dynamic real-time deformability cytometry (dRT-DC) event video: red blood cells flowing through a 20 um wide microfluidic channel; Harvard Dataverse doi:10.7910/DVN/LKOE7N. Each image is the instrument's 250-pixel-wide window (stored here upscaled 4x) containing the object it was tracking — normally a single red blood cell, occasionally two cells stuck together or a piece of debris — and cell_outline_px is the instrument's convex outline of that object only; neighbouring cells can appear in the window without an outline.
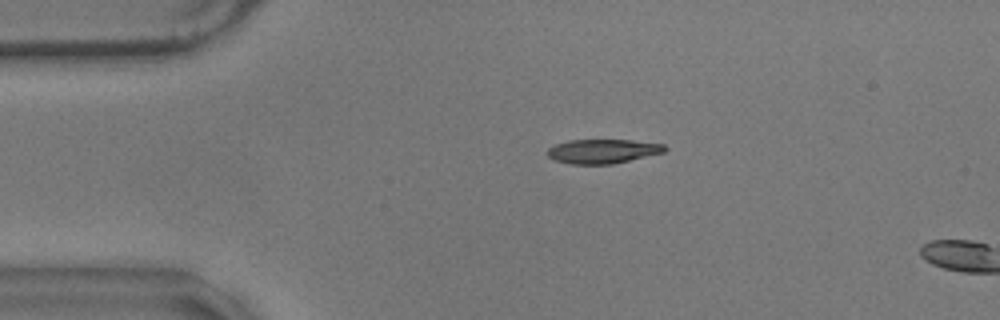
{"species": "common noctule bat (a hibernating species)", "species_latin": "Nyctalus noctula", "temperature_condition": "warm", "stored_images_in_passage": 8, "camera_frame_rate_fps": 3000, "um_per_image_px": 0.085, "animal": {"sex": "male", "body_mass_g": 17.9}, "frame": {"image": 1, "passage_image": 7, "time_ms": 2.0, "image_size_px": [1000, 320], "cell_outline_px": [[668, 148], [664, 152], [612, 164], [572, 164], [556, 160], [548, 156], [548, 148], [556, 144], [568, 140], [632, 140], [664, 144]], "centroid_in_image_um": [51.25, 12.85], "position_along_channel_um": 33.8, "area_um2": 16.42}}